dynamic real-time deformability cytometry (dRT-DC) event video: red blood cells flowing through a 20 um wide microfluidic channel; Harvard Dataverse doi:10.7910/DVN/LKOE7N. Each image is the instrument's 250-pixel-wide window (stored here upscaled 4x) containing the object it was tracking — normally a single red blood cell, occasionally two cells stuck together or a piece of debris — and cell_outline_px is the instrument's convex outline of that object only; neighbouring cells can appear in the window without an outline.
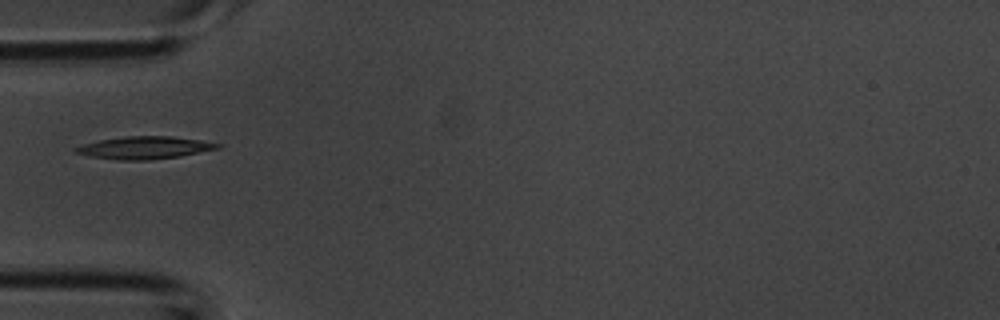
{"species": "common noctule bat (a hibernating species)", "species_latin": "Nyctalus noctula", "temperature_condition": "room temperature", "stored_images_in_passage": 28, "camera_frame_rate_fps": 3000, "um_per_image_px": 0.085, "animal": {"sex": "male", "body_mass_g": 20.1, "forearm_length_mm": 53.5}, "frame": {"image": 1, "passage_image": 1, "time_ms": 0.0, "image_size_px": [1000, 320], "cell_outline_px": [[224, 144], [220, 148], [180, 156], [148, 160], [116, 160], [88, 156], [76, 152], [72, 148], [84, 144], [100, 140], [124, 136], [172, 136], [200, 140]], "centroid_in_image_um": [12.3, 12.55], "position_along_channel_um": 72.7, "area_um2": 18.61}}
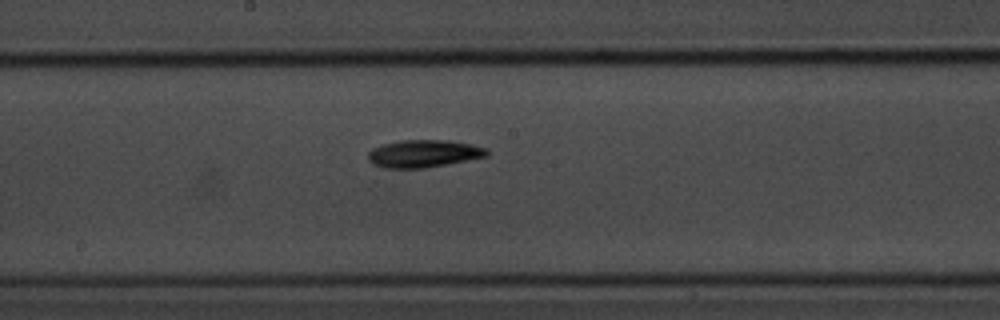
{"frame": {"image": 2, "passage_image": 10, "time_ms": 3.0, "image_size_px": [1000, 320], "cell_outline_px": [[488, 156], [448, 164], [424, 168], [384, 168], [372, 164], [368, 160], [368, 152], [372, 148], [384, 144], [400, 140], [444, 140], [472, 144], [488, 148]], "centroid_in_image_um": [36.01, 13.06], "position_along_channel_um": 212.2, "area_um2": 19.13}}
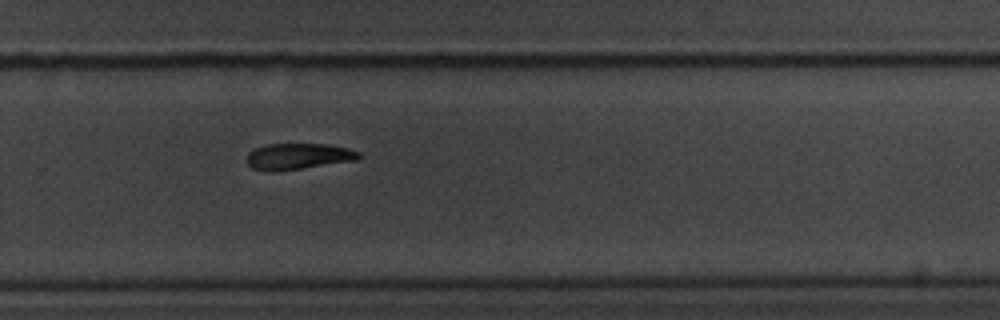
{"frame": {"image": 3, "passage_image": 16, "time_ms": 5.0, "image_size_px": [1000, 320], "cell_outline_px": [[360, 156], [356, 160], [276, 172], [268, 172], [252, 168], [248, 164], [248, 152], [256, 148], [268, 144], [324, 144], [348, 148], [360, 152]], "centroid_in_image_um": [25.33, 13.3], "position_along_channel_um": 304.5, "area_um2": 16.99}}